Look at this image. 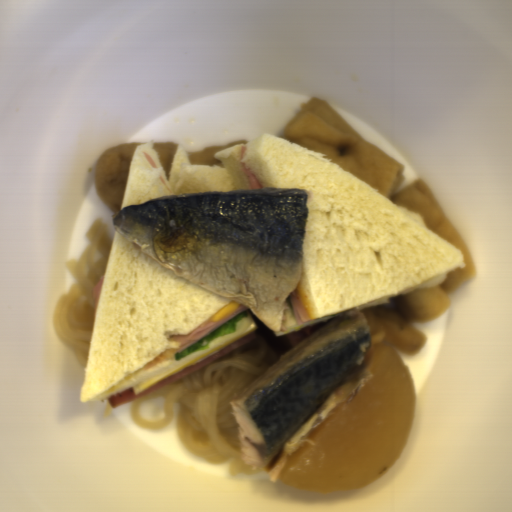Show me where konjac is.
I'll use <instances>...</instances> for the list:
<instances>
[{
	"label": "konjac",
	"instance_id": "31207f19",
	"mask_svg": "<svg viewBox=\"0 0 512 512\" xmlns=\"http://www.w3.org/2000/svg\"><path fill=\"white\" fill-rule=\"evenodd\" d=\"M256 338L237 347L200 369L131 401L130 418L145 431L168 429L173 423L174 405L180 443L207 464L228 465L231 476L250 475L255 469L241 459L239 424L230 401L261 378L291 346L285 334L276 335L252 311ZM154 397L163 398L165 415L150 422L140 416L139 404Z\"/></svg>",
	"mask_w": 512,
	"mask_h": 512
},
{
	"label": "konjac",
	"instance_id": "f393d4db",
	"mask_svg": "<svg viewBox=\"0 0 512 512\" xmlns=\"http://www.w3.org/2000/svg\"><path fill=\"white\" fill-rule=\"evenodd\" d=\"M114 236L102 217L90 225L84 235L88 246L79 258L65 263L74 283L53 309L54 334L86 368L96 313L93 289L106 273Z\"/></svg>",
	"mask_w": 512,
	"mask_h": 512
}]
</instances>
